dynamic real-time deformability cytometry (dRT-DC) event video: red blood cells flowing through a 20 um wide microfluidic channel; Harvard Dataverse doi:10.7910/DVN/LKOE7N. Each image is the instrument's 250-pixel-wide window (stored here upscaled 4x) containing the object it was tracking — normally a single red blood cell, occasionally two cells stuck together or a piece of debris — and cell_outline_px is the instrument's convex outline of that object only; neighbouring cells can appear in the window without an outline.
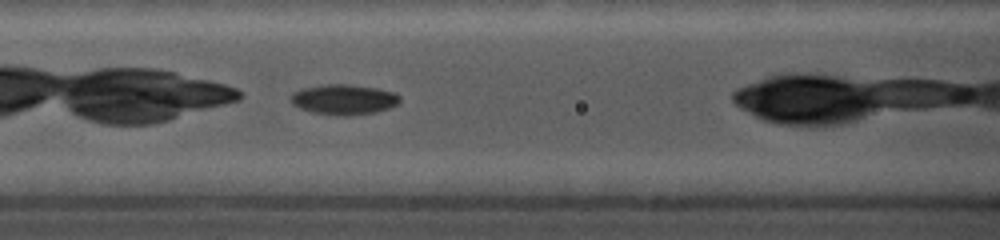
{"species": "common noctule bat (a hibernating species)", "species_latin": "Nyctalus noctula", "temperature_condition": "cold", "stored_images_in_passage": 23, "camera_frame_rate_fps": 5000, "um_per_image_px": 0.085, "animal": {"sex": "female", "body_mass_g": 19.0, "forearm_length_mm": 56.7}, "frame": {"image": 1, "passage_image": 8, "time_ms": 1.6, "image_size_px": [1000, 240], "cell_outline_px": [[396, 100], [392, 104], [384, 108], [372, 112], [348, 116], [344, 116], [316, 112], [304, 108], [296, 104], [292, 100], [292, 96], [300, 92], [312, 88], [368, 88], [388, 92], [396, 96]], "centroid_in_image_um": [29.22, 8.55], "position_along_channel_um": 137.4, "area_um2": 16.13}}
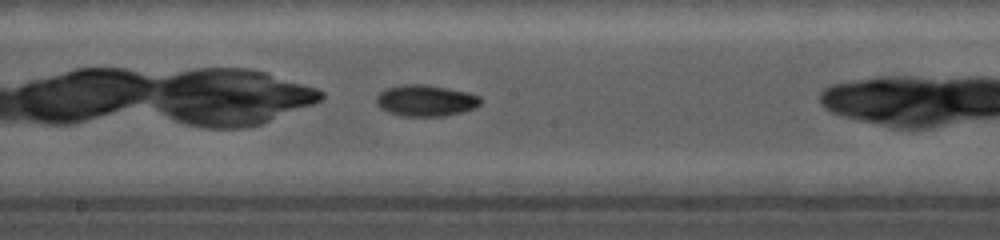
{"frame": {"image": 2, "passage_image": 16, "time_ms": 3.6, "image_size_px": [1000, 240], "cell_outline_px": [[480, 100], [472, 108], [460, 112], [444, 116], [404, 116], [392, 112], [384, 108], [380, 104], [380, 96], [384, 92], [392, 88], [440, 88], [460, 92], [476, 96]], "centroid_in_image_um": [36.26, 8.64], "position_along_channel_um": 211.9, "area_um2": 16.42}}